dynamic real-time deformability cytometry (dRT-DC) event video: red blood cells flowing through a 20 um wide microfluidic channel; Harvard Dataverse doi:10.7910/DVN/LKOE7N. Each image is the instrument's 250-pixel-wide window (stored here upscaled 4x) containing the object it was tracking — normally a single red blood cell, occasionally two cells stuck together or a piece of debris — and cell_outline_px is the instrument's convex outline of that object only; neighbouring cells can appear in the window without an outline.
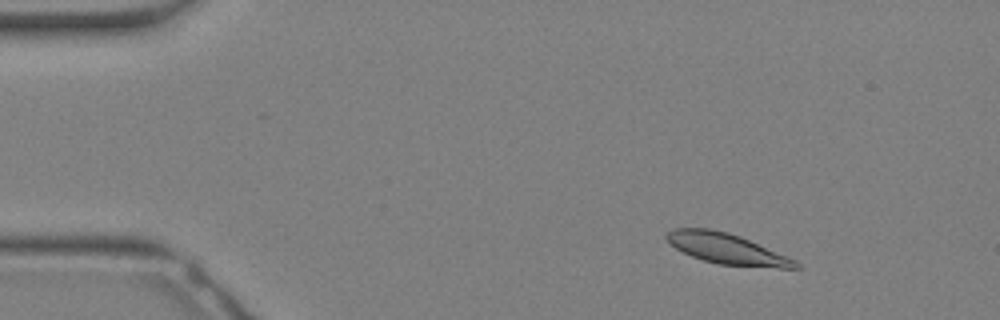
{"species": "Egyptian fruit bat (a non-hibernating species)", "species_latin": "Rousettus aegyptiacus", "temperature_condition": "warm", "stored_images_in_passage": 31, "camera_frame_rate_fps": 3000, "um_per_image_px": 0.085, "animal": {"sex": "female"}, "frame": {"image": 1, "passage_image": 3, "time_ms": 0.667, "image_size_px": [1000, 320], "cell_outline_px": [[800, 268], [780, 268], [720, 264], [704, 260], [692, 256], [676, 248], [664, 236], [672, 228], [708, 228], [728, 232], [740, 236], [788, 256], [796, 260], [800, 264]], "centroid_in_image_um": [61.8, 21.13], "position_along_channel_um": 23.2, "area_um2": 22.77}}
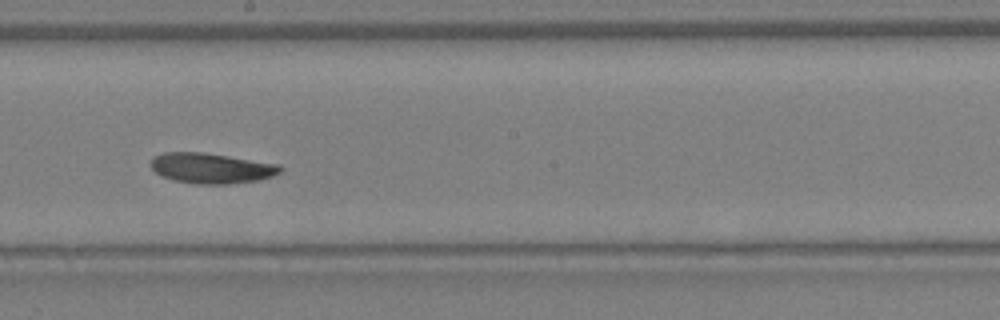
{"frame": {"image": 2, "passage_image": 17, "time_ms": 5.333, "image_size_px": [1000, 320], "cell_outline_px": [[284, 168], [280, 172], [272, 176], [260, 180], [228, 184], [196, 184], [176, 180], [160, 176], [148, 164], [152, 156], [164, 152], [204, 152], [280, 164]], "centroid_in_image_um": [17.95, 14.29], "position_along_channel_um": 230.3, "area_um2": 23.18}}
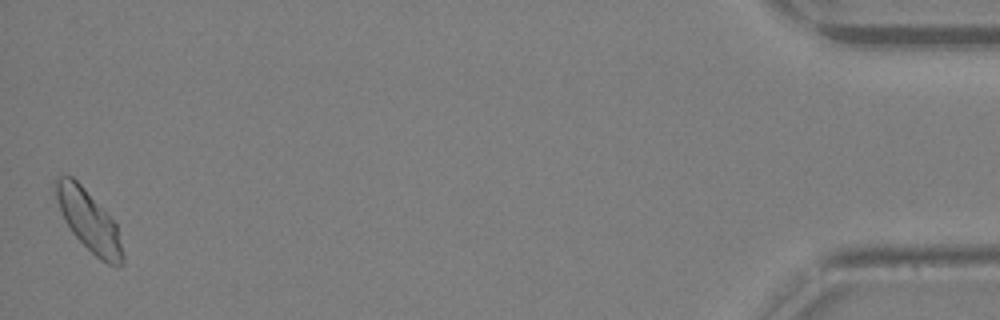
{"frame": {"image": 3, "passage_image": 31, "time_ms": 10.0, "image_size_px": [1000, 320], "cell_outline_px": [[124, 264], [120, 268], [116, 268], [100, 260], [72, 232], [60, 208], [56, 196], [56, 176], [72, 176], [84, 188], [116, 224], [124, 256]], "centroid_in_image_um": [7.6, 18.83], "position_along_channel_um": 427.6, "area_um2": 23.0}}